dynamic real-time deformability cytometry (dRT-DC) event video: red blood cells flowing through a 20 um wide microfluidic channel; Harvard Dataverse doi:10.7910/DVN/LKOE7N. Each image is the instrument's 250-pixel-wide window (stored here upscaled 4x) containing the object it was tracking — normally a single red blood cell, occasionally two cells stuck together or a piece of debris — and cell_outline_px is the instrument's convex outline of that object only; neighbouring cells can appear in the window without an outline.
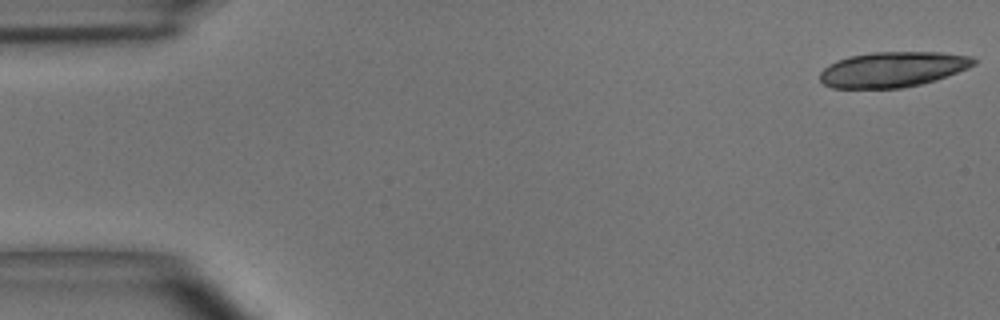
{"species": "common noctule bat (a hibernating species)", "species_latin": "Nyctalus noctula", "temperature_condition": "room temperature", "stored_images_in_passage": 14, "camera_frame_rate_fps": 3000, "um_per_image_px": 0.085, "animal": {"sex": "male", "body_mass_g": 15.6}, "frame": {"image": 1, "passage_image": 1, "time_ms": 0.0, "image_size_px": [1000, 320], "cell_outline_px": [[976, 64], [968, 68], [936, 80], [920, 84], [900, 88], [832, 88], [824, 84], [820, 80], [820, 72], [828, 64], [836, 60], [848, 56], [872, 52], [940, 52], [972, 56], [976, 60]], "centroid_in_image_um": [75.87, 5.89], "position_along_channel_um": 9.1, "area_um2": 31.79}}